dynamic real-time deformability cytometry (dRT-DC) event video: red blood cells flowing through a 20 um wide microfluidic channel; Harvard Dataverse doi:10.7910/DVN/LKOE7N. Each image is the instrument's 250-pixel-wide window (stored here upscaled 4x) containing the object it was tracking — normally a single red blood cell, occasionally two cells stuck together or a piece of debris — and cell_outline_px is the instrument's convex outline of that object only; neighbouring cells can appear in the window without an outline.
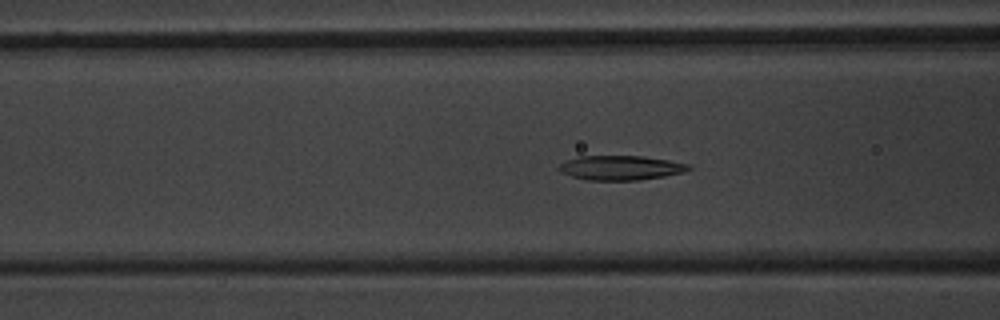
{"species": "common noctule bat (a hibernating species)", "species_latin": "Nyctalus noctula", "temperature_condition": "warm", "stored_images_in_passage": 40, "camera_frame_rate_fps": 3000, "um_per_image_px": 0.085, "animal": {"sex": "male", "body_mass_g": 20.1, "forearm_length_mm": 53.5}, "frame": {"image": 1, "passage_image": 8, "time_ms": 2.333, "image_size_px": [1000, 320], "cell_outline_px": [[692, 168], [684, 172], [664, 176], [640, 180], [588, 180], [572, 176], [560, 172], [556, 168], [560, 164], [568, 160], [580, 156], [644, 156], [668, 160], [688, 164]], "centroid_in_image_um": [52.75, 14.26], "position_along_channel_um": 113.8, "area_um2": 18.44}}
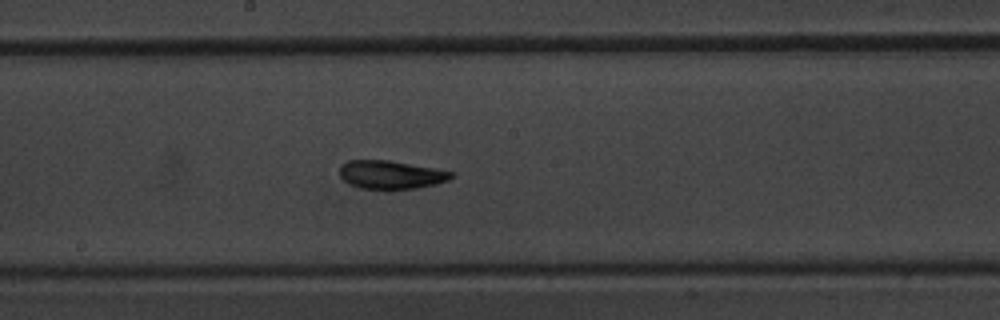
{"frame": {"image": 2, "passage_image": 16, "time_ms": 5.0, "image_size_px": [1000, 320], "cell_outline_px": [[452, 176], [448, 180], [436, 184], [416, 188], [388, 192], [360, 188], [348, 184], [340, 176], [340, 164], [348, 160], [388, 160], [432, 168], [452, 172]], "centroid_in_image_um": [33.15, 14.89], "position_along_channel_um": 215.0, "area_um2": 18.9}}
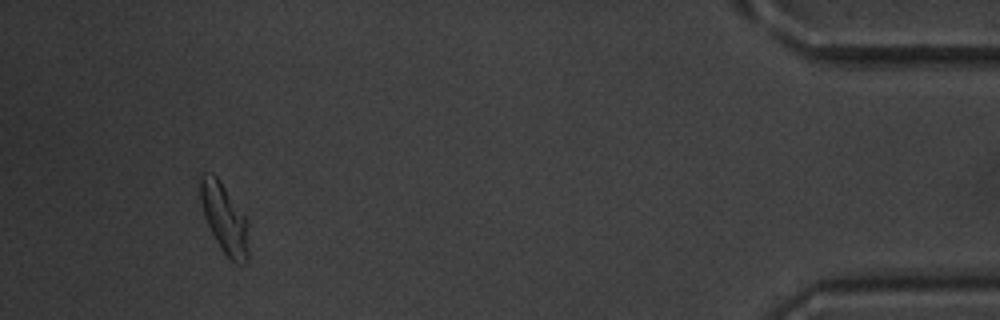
{"frame": {"image": 3, "passage_image": 37, "time_ms": 12.0, "image_size_px": [1000, 320], "cell_outline_px": [[248, 260], [244, 264], [236, 264], [224, 252], [216, 240], [204, 216], [200, 196], [200, 176], [204, 172], [212, 172], [220, 180], [248, 220]], "centroid_in_image_um": [19.09, 18.55], "position_along_channel_um": 416.1, "area_um2": 19.54}, "authors_computed_cell_mechanics": {"area_um2": 18.7272, "velocity_mm_per_s": 3.7842, "shape_relaxation_time_tau1_ms": 2.4172, "shape_relaxation_time_tau2_ms": 2.2603, "deformation_change_tau1": 0.1552, "deformation_change_tau2": 0.0923}}